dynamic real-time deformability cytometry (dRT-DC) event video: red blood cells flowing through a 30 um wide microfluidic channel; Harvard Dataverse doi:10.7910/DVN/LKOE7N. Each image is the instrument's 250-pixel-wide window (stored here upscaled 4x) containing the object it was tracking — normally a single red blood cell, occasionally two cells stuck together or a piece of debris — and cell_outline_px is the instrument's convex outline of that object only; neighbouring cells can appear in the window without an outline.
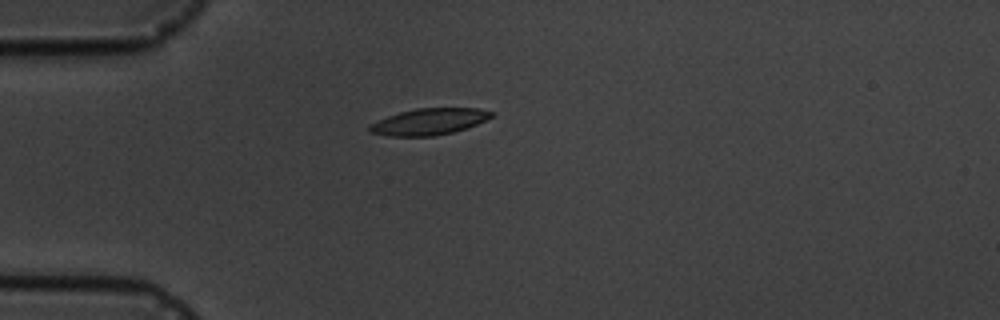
{"species": "common noctule bat (a hibernating species)", "species_latin": "Nyctalus noctula", "temperature_condition": "cold", "stored_images_in_passage": 3, "camera_frame_rate_fps": 3000, "um_per_image_px": 0.085, "animal": {"sex": "male", "body_mass_g": 19.5, "forearm_length_mm": 54.6}, "frame": {"image": 1, "passage_image": 3, "time_ms": 3.0, "image_size_px": [1000, 320], "cell_outline_px": [[496, 112], [492, 116], [476, 124], [452, 132], [432, 136], [388, 136], [372, 132], [368, 128], [368, 124], [388, 116], [400, 112], [416, 108], [480, 108]], "centroid_in_image_um": [36.46, 10.33], "position_along_channel_um": 48.5, "area_um2": 18.61}}